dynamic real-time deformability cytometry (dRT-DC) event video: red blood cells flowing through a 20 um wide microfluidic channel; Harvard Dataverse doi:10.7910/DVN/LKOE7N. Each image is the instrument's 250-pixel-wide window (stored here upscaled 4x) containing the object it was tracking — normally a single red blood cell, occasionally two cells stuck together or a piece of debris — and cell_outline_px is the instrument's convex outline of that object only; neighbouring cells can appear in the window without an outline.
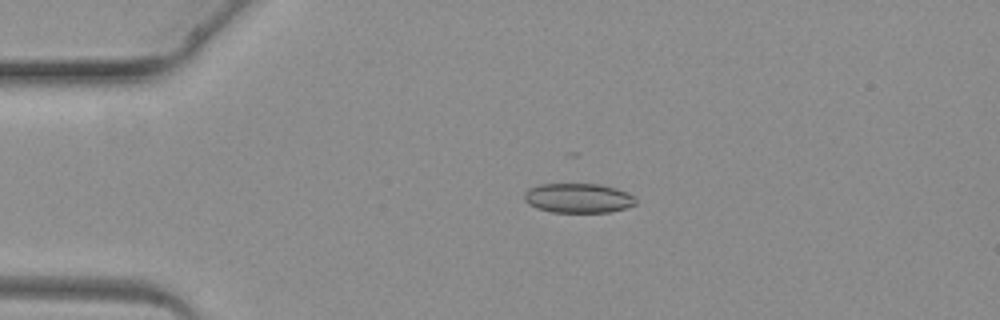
{"species": "common noctule bat (a hibernating species)", "species_latin": "Nyctalus noctula", "temperature_condition": "warm", "stored_images_in_passage": 5, "camera_frame_rate_fps": 3000, "um_per_image_px": 0.085, "animal": {"sex": "female", "body_mass_g": 19.3, "forearm_length_mm": 54.1}, "frame": {"image": 1, "passage_image": 3, "time_ms": 2.333, "image_size_px": [1000, 320], "cell_outline_px": [[636, 204], [628, 208], [608, 212], [552, 212], [536, 208], [528, 204], [524, 200], [524, 192], [528, 188], [540, 184], [600, 184], [616, 188], [628, 192], [636, 200]], "centroid_in_image_um": [49.14, 16.84], "position_along_channel_um": 35.9, "area_um2": 19.36}}
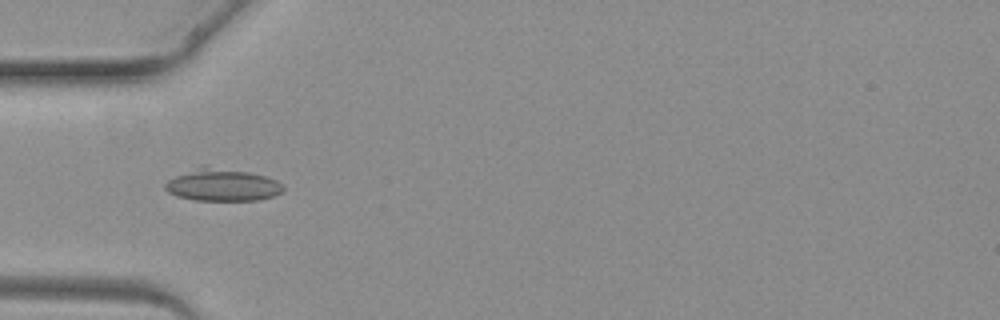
{"frame": {"image": 2, "passage_image": 4, "time_ms": 3.667, "image_size_px": [1000, 320], "cell_outline_px": [[284, 192], [272, 196], [256, 200], [192, 200], [176, 196], [168, 192], [164, 188], [164, 184], [168, 180], [176, 176], [204, 164], [248, 172], [264, 176], [276, 180], [284, 184]], "centroid_in_image_um": [18.9, 15.71], "position_along_channel_um": 66.1, "area_um2": 22.37}}
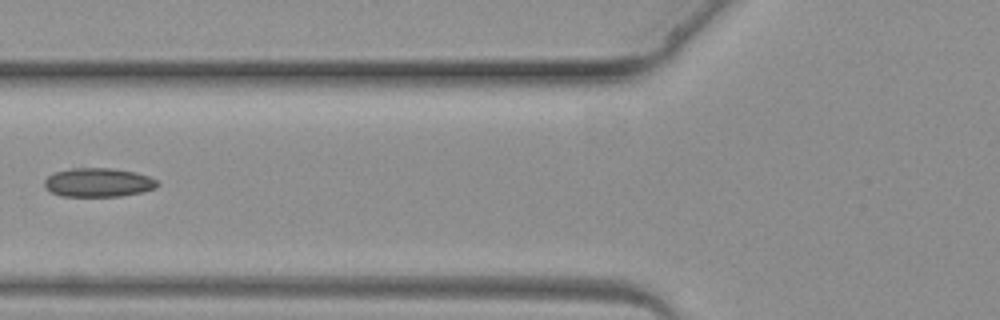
{"frame": {"image": 3, "passage_image": 5, "time_ms": 4.667, "image_size_px": [1000, 320], "cell_outline_px": [[160, 184], [156, 188], [144, 192], [120, 196], [60, 196], [44, 188], [44, 180], [48, 176], [56, 172], [72, 168], [112, 168], [136, 172], [148, 176], [156, 180]], "centroid_in_image_um": [8.37, 15.51], "position_along_channel_um": 117.4, "area_um2": 19.13}}